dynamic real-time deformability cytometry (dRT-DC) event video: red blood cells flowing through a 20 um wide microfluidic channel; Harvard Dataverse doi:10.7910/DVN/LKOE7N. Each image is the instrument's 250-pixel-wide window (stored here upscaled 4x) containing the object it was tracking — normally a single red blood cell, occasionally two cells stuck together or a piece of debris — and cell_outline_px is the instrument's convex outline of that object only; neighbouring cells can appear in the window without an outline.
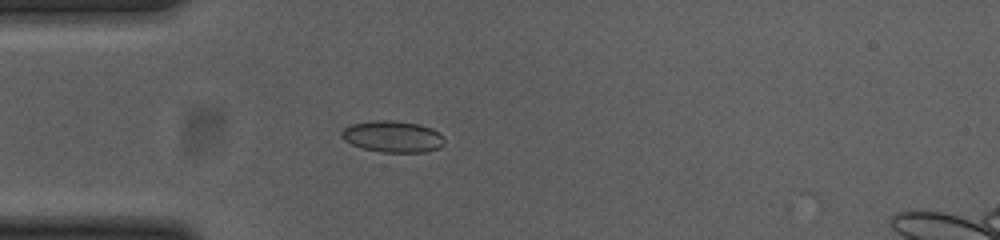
{"species": "common noctule bat (a hibernating species)", "species_latin": "Nyctalus noctula", "temperature_condition": "cold", "stored_images_in_passage": 38, "camera_frame_rate_fps": 3000, "um_per_image_px": 0.085, "animal": {"sex": "female", "body_mass_g": 23.0, "forearm_length_mm": 53.4}, "frame": {"image": 1, "passage_image": 1, "time_ms": 0.0, "image_size_px": [1000, 240], "cell_outline_px": [[444, 144], [440, 148], [424, 152], [380, 152], [364, 148], [352, 144], [344, 140], [340, 136], [340, 132], [344, 128], [352, 124], [372, 120], [392, 120], [420, 124], [432, 128], [440, 132], [444, 136]], "centroid_in_image_um": [33.4, 11.6], "position_along_channel_um": 51.6, "area_um2": 19.07}}
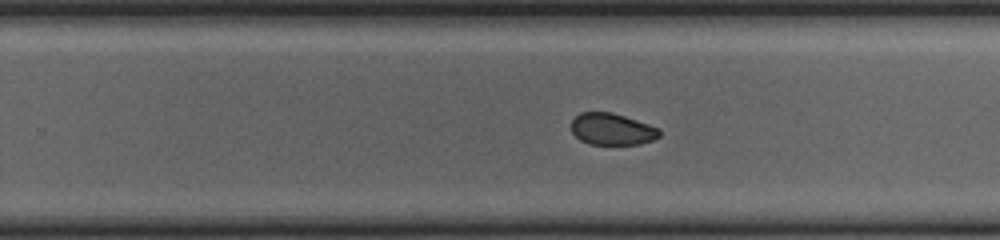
{"frame": {"image": 2, "passage_image": 20, "time_ms": 6.333, "image_size_px": [1000, 240], "cell_outline_px": [[660, 136], [652, 140], [640, 144], [588, 144], [580, 140], [572, 132], [572, 120], [580, 112], [612, 112], [660, 128]], "centroid_in_image_um": [52.02, 10.98], "position_along_channel_um": 277.8, "area_um2": 16.24}}
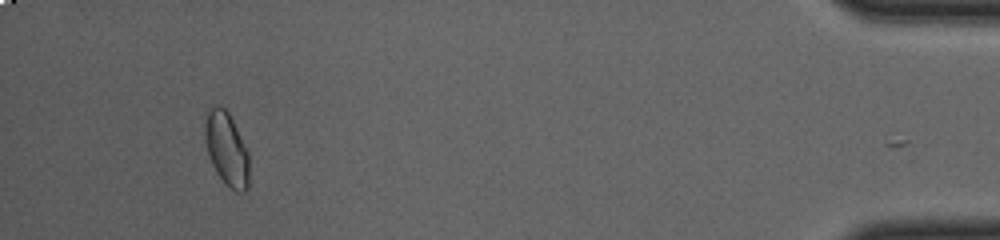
{"frame": {"image": 3, "passage_image": 37, "time_ms": 12.0, "image_size_px": [1000, 240], "cell_outline_px": [[248, 188], [244, 192], [236, 192], [224, 184], [216, 172], [208, 156], [204, 136], [204, 124], [208, 112], [216, 104], [220, 104], [228, 112], [248, 152]], "centroid_in_image_um": [19.24, 12.69], "position_along_channel_um": 416.0, "area_um2": 18.9}, "authors_computed_cell_mechanics": {"area_um2": 17.6868, "velocity_mm_per_s": 3.7024, "shape_relaxation_time_tau1_ms": 10.0147, "shape_relaxation_time_tau2_ms": 3.3465, "deformation_change_tau1": 0.1558, "deformation_change_tau2": 0.0489}}